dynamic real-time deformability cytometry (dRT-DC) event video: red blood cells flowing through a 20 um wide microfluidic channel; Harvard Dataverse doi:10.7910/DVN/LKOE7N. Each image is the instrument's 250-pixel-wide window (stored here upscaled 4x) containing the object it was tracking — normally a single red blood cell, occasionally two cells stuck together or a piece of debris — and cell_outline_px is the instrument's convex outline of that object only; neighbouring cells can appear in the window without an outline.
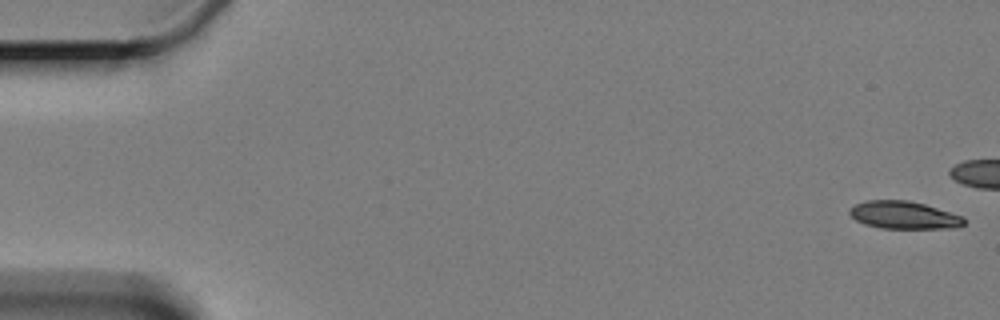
{"species": "Egyptian fruit bat (a non-hibernating species)", "species_latin": "Rousettus aegyptiacus", "temperature_condition": "cold", "stored_images_in_passage": 6, "camera_frame_rate_fps": 3000, "um_per_image_px": 0.085, "animal": {"sex": "female"}, "frame": {"image": 1, "passage_image": 6, "time_ms": 6.333, "image_size_px": [1000, 320], "cell_outline_px": [[964, 224], [956, 228], [880, 228], [864, 224], [856, 220], [848, 212], [848, 208], [856, 204], [868, 200], [908, 200], [924, 204], [960, 216], [964, 220]], "centroid_in_image_um": [76.77, 18.28], "position_along_channel_um": 8.2, "area_um2": 18.21}}